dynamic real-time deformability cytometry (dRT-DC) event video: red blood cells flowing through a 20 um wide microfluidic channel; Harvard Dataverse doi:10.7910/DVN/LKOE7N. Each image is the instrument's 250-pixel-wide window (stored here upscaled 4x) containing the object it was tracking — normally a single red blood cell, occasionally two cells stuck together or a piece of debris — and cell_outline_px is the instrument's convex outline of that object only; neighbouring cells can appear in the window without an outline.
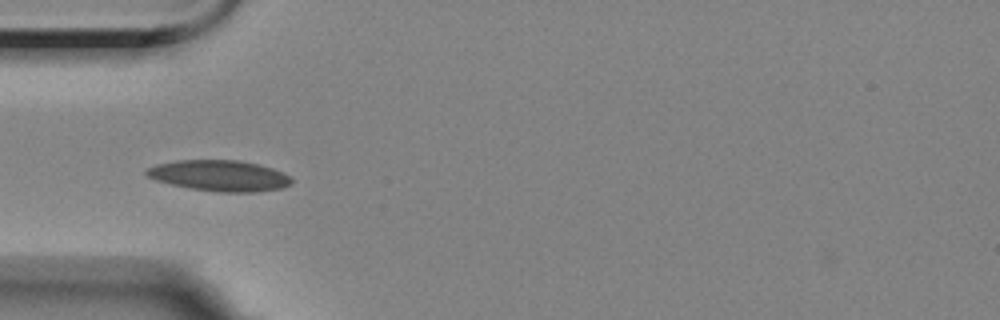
{"species": "Egyptian fruit bat (a non-hibernating species)", "species_latin": "Rousettus aegyptiacus", "temperature_condition": "room temperature", "stored_images_in_passage": 7, "camera_frame_rate_fps": 3000, "um_per_image_px": 0.085, "animal": {"sex": "female"}, "frame": {"image": 1, "passage_image": 2, "time_ms": 1.333, "image_size_px": [1000, 320], "cell_outline_px": [[292, 184], [280, 188], [256, 192], [216, 192], [192, 188], [172, 184], [156, 180], [148, 176], [144, 172], [144, 168], [156, 164], [176, 160], [236, 160], [260, 164], [272, 168], [288, 176], [292, 180]], "centroid_in_image_um": [18.62, 14.92], "position_along_channel_um": 66.4, "area_um2": 26.07}}
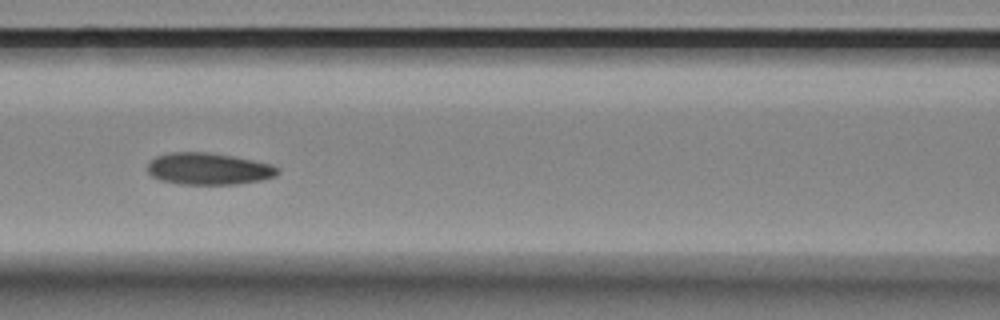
{"frame": {"image": 2, "passage_image": 4, "time_ms": 3.667, "image_size_px": [1000, 320], "cell_outline_px": [[280, 172], [276, 176], [260, 180], [236, 184], [180, 184], [160, 180], [152, 176], [148, 172], [148, 160], [156, 156], [172, 152], [208, 152], [232, 156], [272, 164], [280, 168]], "centroid_in_image_um": [17.72, 14.34], "position_along_channel_um": 148.9, "area_um2": 24.22}}
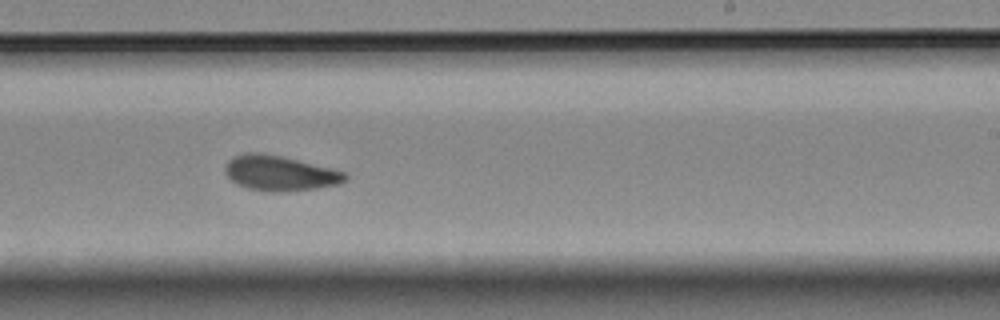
{"frame": {"image": 3, "passage_image": 7, "time_ms": 7.0, "image_size_px": [1000, 320], "cell_outline_px": [[348, 176], [340, 184], [316, 188], [280, 192], [276, 192], [248, 188], [236, 184], [224, 172], [224, 168], [228, 160], [236, 156], [248, 152], [256, 152], [280, 156], [344, 172]], "centroid_in_image_um": [23.74, 14.73], "position_along_channel_um": 265.3, "area_um2": 24.04}}